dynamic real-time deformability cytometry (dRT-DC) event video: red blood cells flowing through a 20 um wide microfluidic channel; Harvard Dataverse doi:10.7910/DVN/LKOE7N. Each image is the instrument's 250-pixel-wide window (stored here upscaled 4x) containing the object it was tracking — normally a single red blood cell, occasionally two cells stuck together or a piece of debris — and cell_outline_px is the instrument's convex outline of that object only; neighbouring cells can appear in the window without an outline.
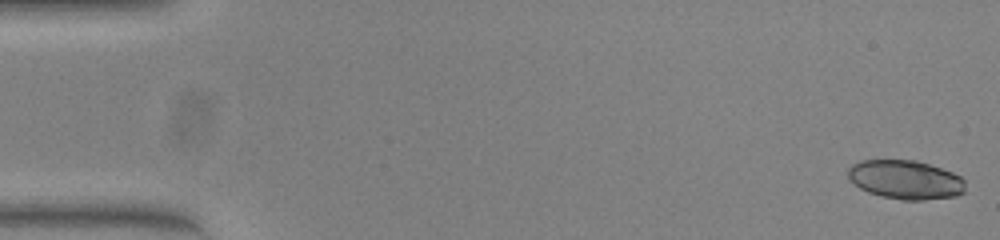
{"species": "common noctule bat (a hibernating species)", "species_latin": "Nyctalus noctula", "temperature_condition": "warm", "stored_images_in_passage": 53, "segment_of_instrument_passage": [1, 2], "camera_frame_rate_fps": 3000, "um_per_image_px": 0.085, "animal": {"sex": "female", "body_mass_g": 23.0, "forearm_length_mm": 53.4}, "frame": {"image": 1, "passage_image": 1, "time_ms": 0.0, "image_size_px": [1000, 240], "cell_outline_px": [[964, 192], [956, 196], [924, 200], [900, 200], [880, 196], [868, 192], [860, 188], [848, 180], [848, 168], [852, 164], [860, 160], [916, 160], [952, 172], [960, 176], [964, 180]], "centroid_in_image_um": [76.93, 15.28], "position_along_channel_um": 8.1, "area_um2": 26.76}}
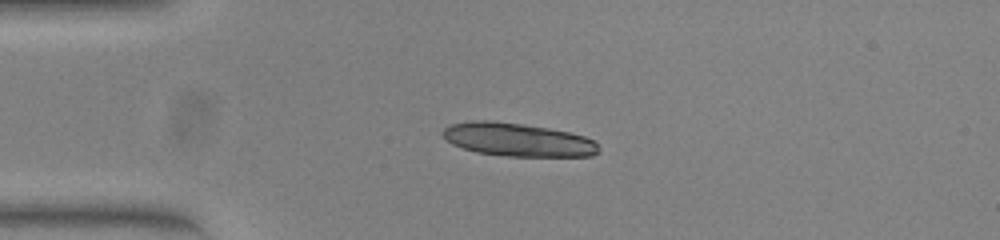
{"frame": {"image": 2, "passage_image": 13, "time_ms": 4.0, "image_size_px": [1000, 240], "cell_outline_px": [[600, 152], [592, 156], [508, 156], [476, 152], [452, 144], [444, 136], [444, 128], [452, 124], [472, 120], [488, 120], [524, 124], [548, 128], [568, 132], [584, 136], [596, 140], [600, 148]], "centroid_in_image_um": [44.07, 11.87], "position_along_channel_um": 40.9, "area_um2": 30.17}}